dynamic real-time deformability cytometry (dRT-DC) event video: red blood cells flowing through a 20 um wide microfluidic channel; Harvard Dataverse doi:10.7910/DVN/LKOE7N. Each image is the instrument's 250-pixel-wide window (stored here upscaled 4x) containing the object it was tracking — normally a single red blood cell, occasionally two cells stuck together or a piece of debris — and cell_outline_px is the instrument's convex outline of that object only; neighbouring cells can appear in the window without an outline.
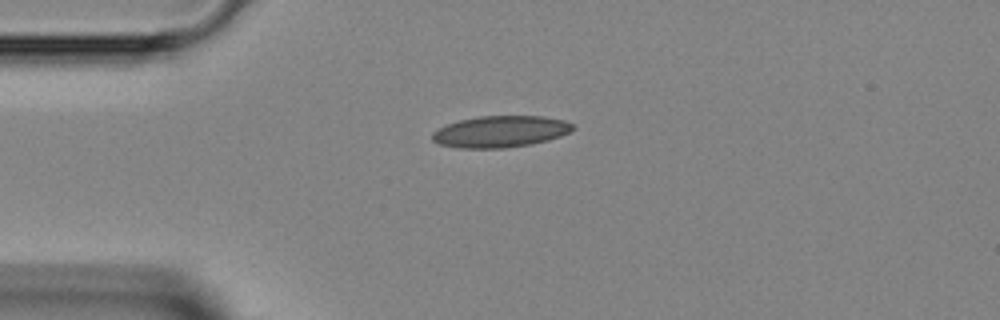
{"species": "Egyptian fruit bat (a non-hibernating species)", "species_latin": "Rousettus aegyptiacus", "temperature_condition": "room temperature", "stored_images_in_passage": 4, "camera_frame_rate_fps": 3000, "um_per_image_px": 0.085, "animal": {"sex": "female"}, "frame": {"image": 1, "passage_image": 1, "time_ms": 0.0, "image_size_px": [1000, 320], "cell_outline_px": [[572, 128], [568, 132], [560, 136], [548, 140], [532, 144], [504, 148], [460, 148], [440, 144], [432, 140], [432, 132], [448, 124], [460, 120], [480, 116], [540, 116], [564, 120], [572, 124]], "centroid_in_image_um": [42.52, 11.19], "position_along_channel_um": 42.5, "area_um2": 25.55}}